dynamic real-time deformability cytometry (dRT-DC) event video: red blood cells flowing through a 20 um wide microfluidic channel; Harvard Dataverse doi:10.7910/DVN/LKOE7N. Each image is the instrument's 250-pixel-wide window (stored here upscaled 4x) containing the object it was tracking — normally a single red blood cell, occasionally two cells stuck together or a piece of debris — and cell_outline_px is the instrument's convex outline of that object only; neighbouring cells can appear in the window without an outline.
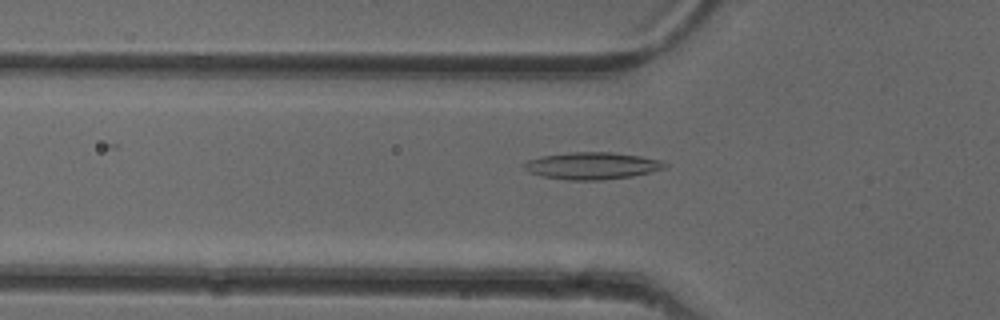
{"species": "common noctule bat (a hibernating species)", "species_latin": "Nyctalus noctula", "temperature_condition": "cold", "stored_images_in_passage": 27, "camera_frame_rate_fps": 3000, "um_per_image_px": 0.085, "animal": {"sex": "female"}, "frame": {"image": 1, "passage_image": 7, "time_ms": 2.0, "image_size_px": [1000, 320], "cell_outline_px": [[668, 164], [664, 168], [632, 176], [604, 180], [568, 180], [544, 176], [528, 172], [520, 164], [528, 160], [540, 156], [572, 152], [612, 152], [640, 156], [660, 160]], "centroid_in_image_um": [50.28, 14.08], "position_along_channel_um": 75.5, "area_um2": 22.14}}
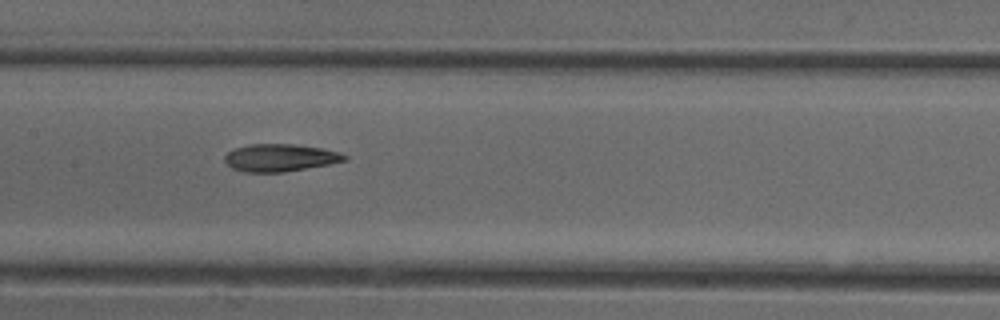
{"frame": {"image": 2, "passage_image": 15, "time_ms": 4.667, "image_size_px": [1000, 320], "cell_outline_px": [[348, 160], [328, 164], [284, 172], [244, 172], [232, 168], [224, 160], [224, 156], [228, 152], [236, 148], [248, 144], [292, 144], [324, 148], [340, 152], [348, 156]], "centroid_in_image_um": [23.82, 13.4], "position_along_channel_um": 183.6, "area_um2": 19.19}}
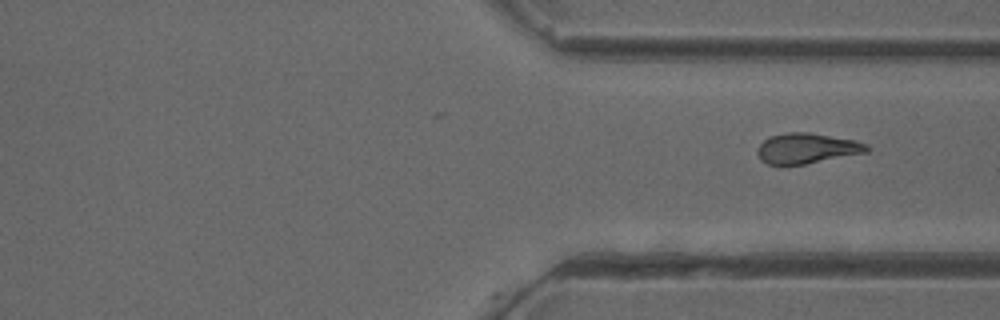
{"frame": {"image": 3, "passage_image": 27, "time_ms": 8.667, "image_size_px": [1000, 320], "cell_outline_px": [[868, 152], [804, 164], [768, 164], [760, 160], [756, 152], [756, 148], [768, 136], [788, 132], [808, 132], [856, 140], [868, 144]], "centroid_in_image_um": [68.56, 12.6], "position_along_channel_um": 342.8, "area_um2": 19.36}}